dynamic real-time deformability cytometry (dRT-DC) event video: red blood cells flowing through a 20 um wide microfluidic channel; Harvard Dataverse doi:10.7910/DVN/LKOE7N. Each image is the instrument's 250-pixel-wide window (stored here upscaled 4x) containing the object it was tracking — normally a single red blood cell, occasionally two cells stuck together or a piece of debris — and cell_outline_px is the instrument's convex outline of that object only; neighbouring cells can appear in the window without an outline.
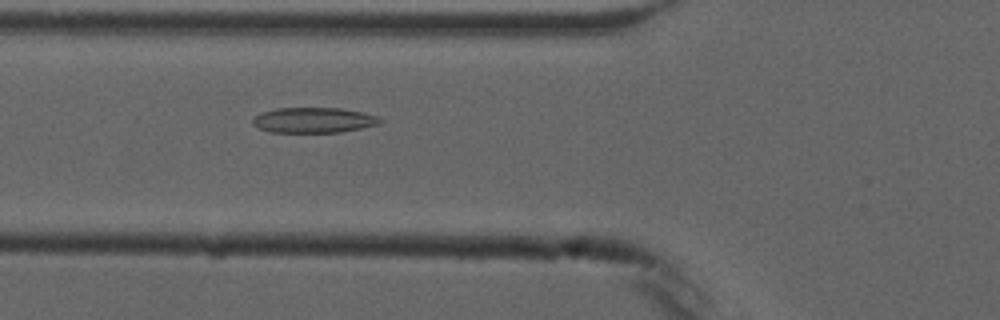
{"species": "common noctule bat (a hibernating species)", "species_latin": "Nyctalus noctula", "temperature_condition": "cold", "stored_images_in_passage": 5, "camera_frame_rate_fps": 3000, "um_per_image_px": 0.085, "animal": {"sex": "male", "forearm_length_mm": 52.5}, "frame": {"image": 1, "passage_image": 5, "time_ms": 5.333, "image_size_px": [1000, 320], "cell_outline_px": [[380, 124], [340, 132], [268, 132], [252, 124], [252, 120], [256, 116], [264, 112], [276, 108], [344, 108], [364, 112], [376, 116], [380, 120]], "centroid_in_image_um": [26.66, 10.21], "position_along_channel_um": 99.1, "area_um2": 18.67}}